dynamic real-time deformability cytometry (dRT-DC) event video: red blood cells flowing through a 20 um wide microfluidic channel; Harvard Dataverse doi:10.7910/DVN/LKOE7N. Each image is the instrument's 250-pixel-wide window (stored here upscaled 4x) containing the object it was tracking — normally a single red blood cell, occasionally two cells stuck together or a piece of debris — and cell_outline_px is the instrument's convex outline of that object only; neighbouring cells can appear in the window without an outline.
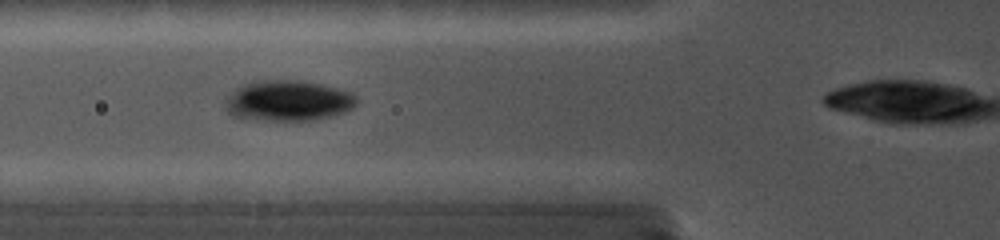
{"species": "common noctule bat (a hibernating species)", "species_latin": "Nyctalus noctula", "temperature_condition": "cold", "stored_images_in_passage": 28, "camera_frame_rate_fps": 5000, "um_per_image_px": 0.085, "animal": {"sex": "female", "body_mass_g": 19.0, "forearm_length_mm": 56.7}, "frame": {"image": 1, "passage_image": 12, "time_ms": 2.8, "image_size_px": [1000, 240], "cell_outline_px": [[360, 100], [352, 108], [344, 112], [332, 116], [316, 120], [264, 120], [232, 116], [224, 108], [224, 100], [240, 84], [252, 80], [304, 80], [340, 88], [352, 92]], "centroid_in_image_um": [24.49, 8.54], "position_along_channel_um": 101.3, "area_um2": 31.73}}